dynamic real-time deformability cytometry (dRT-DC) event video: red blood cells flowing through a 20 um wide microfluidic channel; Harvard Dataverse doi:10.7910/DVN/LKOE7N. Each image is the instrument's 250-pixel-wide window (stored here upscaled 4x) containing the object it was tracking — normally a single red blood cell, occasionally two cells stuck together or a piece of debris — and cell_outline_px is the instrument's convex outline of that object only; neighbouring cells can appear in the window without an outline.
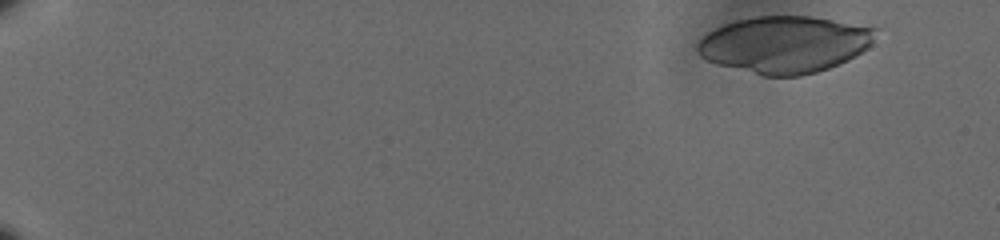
{"species": "human", "species_latin": "Homo sapiens", "temperature_condition": "cold", "stored_images_in_passage": 57, "segment_of_instrument_passage": [1, 2], "camera_frame_rate_fps": 3000, "um_per_image_px": 0.085, "donor": {"sex": "male"}, "frame": {"image": 1, "passage_image": 3, "time_ms": 0.667, "image_size_px": [1000, 240], "cell_outline_px": [[880, 28], [872, 44], [868, 48], [856, 56], [840, 64], [816, 72], [800, 76], [764, 76], [716, 64], [700, 56], [696, 52], [696, 44], [708, 32], [724, 24], [736, 20], [756, 16], [812, 16]], "centroid_in_image_um": [66.73, 3.78], "position_along_channel_um": 18.3, "area_um2": 59.42}}
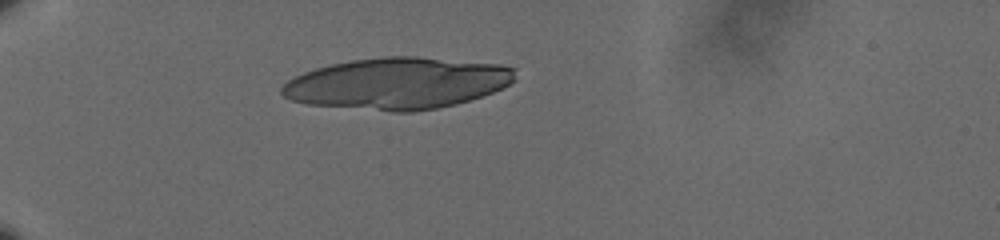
{"frame": {"image": 2, "passage_image": 17, "time_ms": 5.333, "image_size_px": [1000, 240], "cell_outline_px": [[516, 80], [492, 92], [456, 104], [436, 108], [412, 112], [392, 112], [308, 104], [292, 100], [284, 96], [280, 92], [280, 88], [288, 80], [304, 72], [316, 68], [332, 64], [352, 60], [384, 56], [416, 56], [500, 64], [516, 68]], "centroid_in_image_um": [33.79, 7.08], "position_along_channel_um": 51.2, "area_um2": 70.0}}